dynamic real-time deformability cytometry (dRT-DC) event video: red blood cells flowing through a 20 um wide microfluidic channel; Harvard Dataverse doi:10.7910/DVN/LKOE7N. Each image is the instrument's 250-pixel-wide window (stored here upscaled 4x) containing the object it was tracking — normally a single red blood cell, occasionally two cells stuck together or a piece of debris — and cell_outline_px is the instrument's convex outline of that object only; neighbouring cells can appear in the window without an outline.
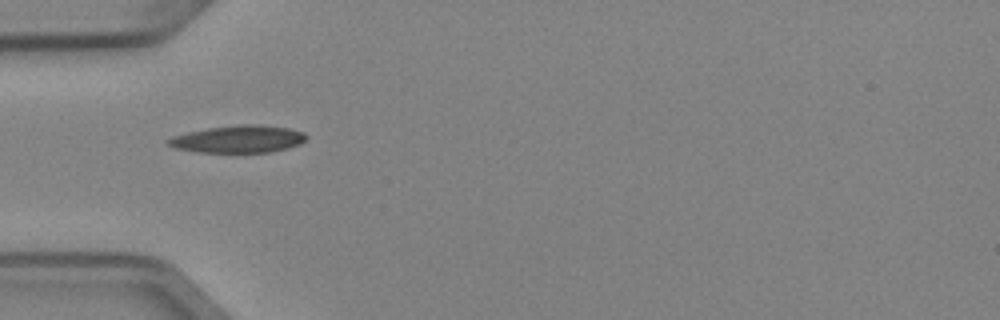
{"species": "Egyptian fruit bat (a non-hibernating species)", "species_latin": "Rousettus aegyptiacus", "temperature_condition": "cold", "stored_images_in_passage": 30, "camera_frame_rate_fps": 3000, "um_per_image_px": 0.085, "animal": {"sex": "female"}, "frame": {"image": 1, "passage_image": 1, "time_ms": 0.0, "image_size_px": [1000, 320], "cell_outline_px": [[308, 136], [300, 144], [288, 148], [272, 152], [196, 152], [176, 148], [168, 144], [164, 140], [172, 136], [188, 132], [208, 128], [240, 124], [256, 124], [288, 128], [304, 132]], "centroid_in_image_um": [20.25, 11.82], "position_along_channel_um": 64.7, "area_um2": 22.02}}
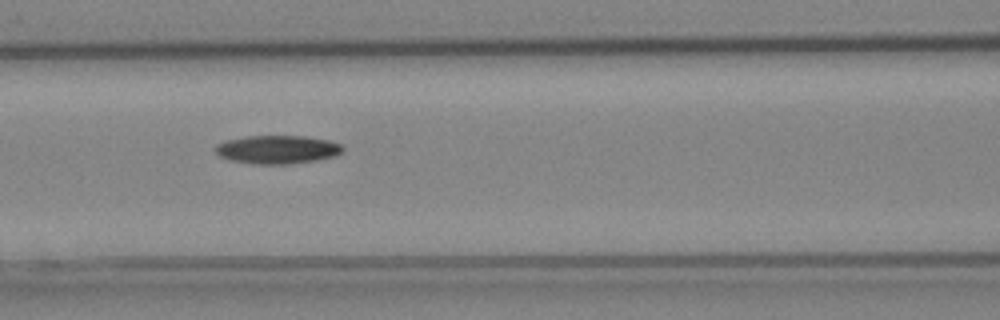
{"frame": {"image": 2, "passage_image": 7, "time_ms": 2.0, "image_size_px": [1000, 320], "cell_outline_px": [[344, 148], [336, 156], [316, 160], [288, 164], [256, 164], [232, 160], [220, 156], [216, 152], [216, 144], [224, 140], [244, 136], [304, 136], [328, 140], [340, 144]], "centroid_in_image_um": [23.56, 12.7], "position_along_channel_um": 143.0, "area_um2": 20.98}}
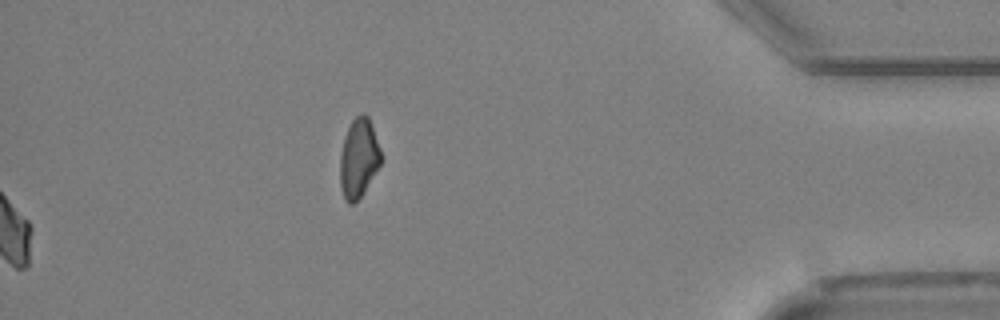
{"frame": {"image": 3, "passage_image": 30, "time_ms": 9.667, "image_size_px": [1000, 320], "cell_outline_px": [[384, 160], [360, 196], [352, 204], [348, 204], [344, 200], [340, 184], [340, 156], [344, 140], [348, 128], [352, 120], [356, 116], [364, 112], [368, 116], [384, 156]], "centroid_in_image_um": [30.52, 13.43], "position_along_channel_um": 404.7, "area_um2": 18.96}, "authors_computed_cell_mechanics": {"area_um2": 20.4034, "velocity_mm_per_s": 3.9738, "shape_relaxation_time_tau1_ms": 6.7491, "shape_relaxation_time_tau2_ms": null, "deformation_change_tau1": 0.129, "deformation_change_tau2": null}}